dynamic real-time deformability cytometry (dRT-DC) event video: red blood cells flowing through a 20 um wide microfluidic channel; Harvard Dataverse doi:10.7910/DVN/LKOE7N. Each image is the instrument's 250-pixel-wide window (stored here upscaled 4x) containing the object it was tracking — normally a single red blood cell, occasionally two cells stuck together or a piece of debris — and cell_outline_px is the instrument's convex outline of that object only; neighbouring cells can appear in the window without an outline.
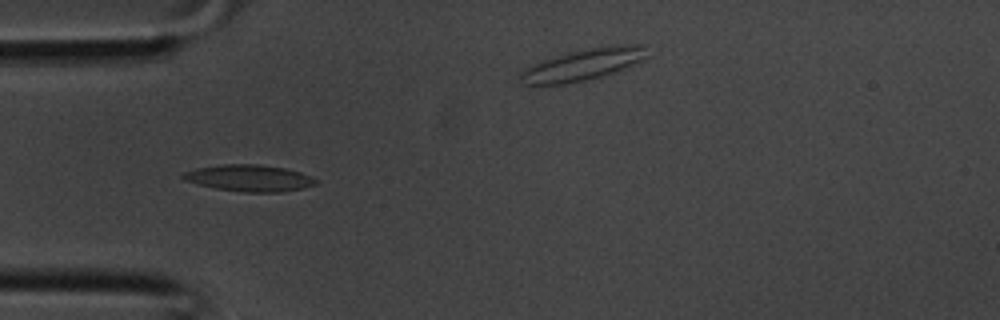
{"species": "common noctule bat (a hibernating species)", "species_latin": "Nyctalus noctula", "temperature_condition": "room temperature", "stored_images_in_passage": 27, "camera_frame_rate_fps": 3000, "um_per_image_px": 0.085, "animal": {"sex": "male", "body_mass_g": 20.1, "forearm_length_mm": 53.5}, "frame": {"image": 1, "passage_image": 4, "time_ms": 1.0, "image_size_px": [1000, 320], "cell_outline_px": [[316, 184], [300, 188], [280, 192], [244, 192], [216, 188], [196, 184], [184, 180], [180, 176], [184, 172], [196, 168], [224, 164], [260, 164], [284, 168], [300, 172], [312, 176], [316, 180]], "centroid_in_image_um": [21.15, 15.13], "position_along_channel_um": 63.8, "area_um2": 20.46}}
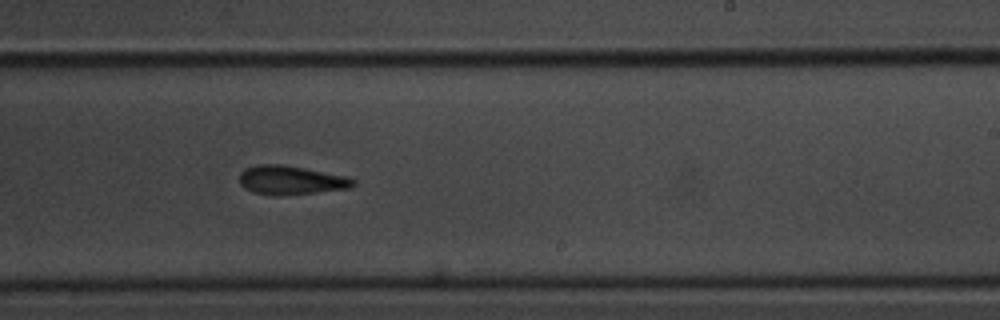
{"frame": {"image": 2, "passage_image": 15, "time_ms": 4.667, "image_size_px": [1000, 320], "cell_outline_px": [[356, 184], [352, 188], [276, 196], [252, 192], [244, 188], [240, 184], [240, 172], [244, 168], [256, 164], [280, 164], [304, 168], [348, 176], [356, 180]], "centroid_in_image_um": [24.72, 15.31], "position_along_channel_um": 264.3, "area_um2": 19.31}}
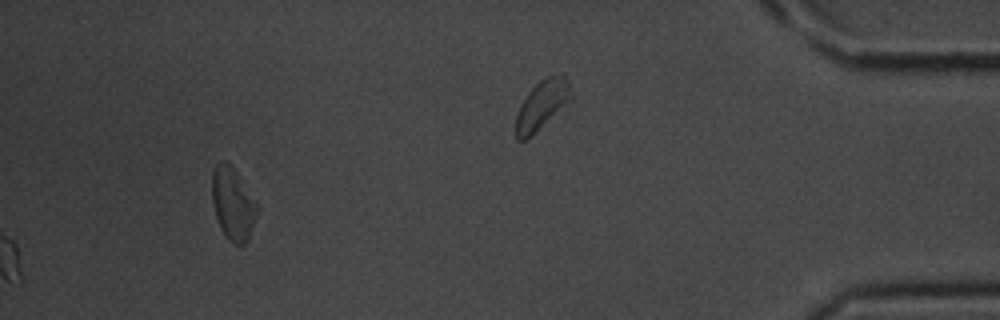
{"frame": {"image": 3, "passage_image": 27, "time_ms": 8.667, "image_size_px": [1000, 320], "cell_outline_px": [[260, 204], [248, 240], [244, 244], [236, 244], [228, 240], [216, 216], [212, 200], [212, 172], [216, 164], [220, 160], [224, 160], [236, 172]], "centroid_in_image_um": [19.82, 17.3], "position_along_channel_um": 415.4, "area_um2": 18.96}}